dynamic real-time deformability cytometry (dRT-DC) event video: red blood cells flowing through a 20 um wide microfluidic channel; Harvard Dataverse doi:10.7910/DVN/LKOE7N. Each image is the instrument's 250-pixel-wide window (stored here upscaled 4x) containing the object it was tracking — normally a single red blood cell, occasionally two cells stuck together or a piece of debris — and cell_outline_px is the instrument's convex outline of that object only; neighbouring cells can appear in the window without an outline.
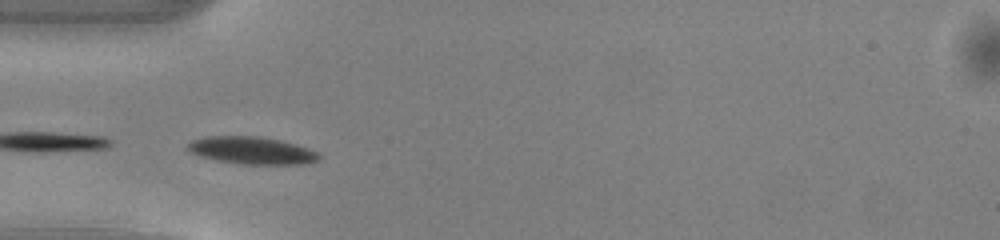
{"species": "common noctule bat (a hibernating species)", "species_latin": "Nyctalus noctula", "temperature_condition": "warm", "stored_images_in_passage": 5, "camera_frame_rate_fps": 3000, "um_per_image_px": 0.085, "animal": {"sex": "male", "body_mass_g": 13.0, "forearm_length_mm": 53.1}, "frame": {"image": 1, "passage_image": 1, "time_ms": 0.0, "image_size_px": [1000, 240], "cell_outline_px": [[320, 156], [316, 160], [304, 164], [244, 164], [216, 160], [200, 156], [192, 152], [188, 148], [188, 144], [192, 140], [208, 136], [256, 136], [280, 140], [296, 144], [308, 148], [316, 152]], "centroid_in_image_um": [21.4, 12.78], "position_along_channel_um": 63.6, "area_um2": 20.63}}